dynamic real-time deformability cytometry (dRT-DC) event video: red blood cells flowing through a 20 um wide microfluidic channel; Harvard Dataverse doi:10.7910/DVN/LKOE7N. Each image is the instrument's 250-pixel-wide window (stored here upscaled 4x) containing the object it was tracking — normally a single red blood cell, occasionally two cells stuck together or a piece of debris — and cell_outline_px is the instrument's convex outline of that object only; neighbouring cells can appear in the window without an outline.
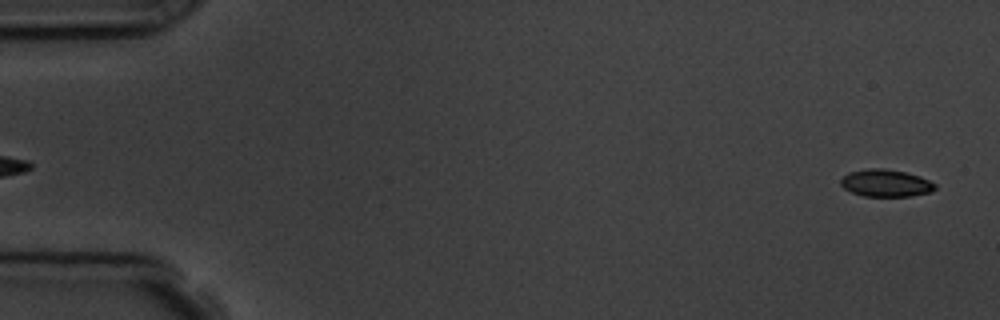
{"species": "common noctule bat (a hibernating species)", "species_latin": "Nyctalus noctula", "temperature_condition": "room temperature", "stored_images_in_passage": 5, "segment_of_instrument_passage": [2, 2], "camera_frame_rate_fps": 3000, "um_per_image_px": 0.085, "animal": {"sex": "male", "body_mass_g": 19.5, "forearm_length_mm": 54.6}, "frame": {"image": 1, "passage_image": 5, "time_ms": 6.333, "image_size_px": [1000, 320], "cell_outline_px": [[936, 188], [932, 192], [912, 196], [864, 196], [852, 192], [844, 188], [840, 184], [840, 180], [848, 172], [868, 168], [884, 168], [904, 172], [920, 176], [936, 184]], "centroid_in_image_um": [75.3, 15.56], "position_along_channel_um": 9.7, "area_um2": 15.03}}